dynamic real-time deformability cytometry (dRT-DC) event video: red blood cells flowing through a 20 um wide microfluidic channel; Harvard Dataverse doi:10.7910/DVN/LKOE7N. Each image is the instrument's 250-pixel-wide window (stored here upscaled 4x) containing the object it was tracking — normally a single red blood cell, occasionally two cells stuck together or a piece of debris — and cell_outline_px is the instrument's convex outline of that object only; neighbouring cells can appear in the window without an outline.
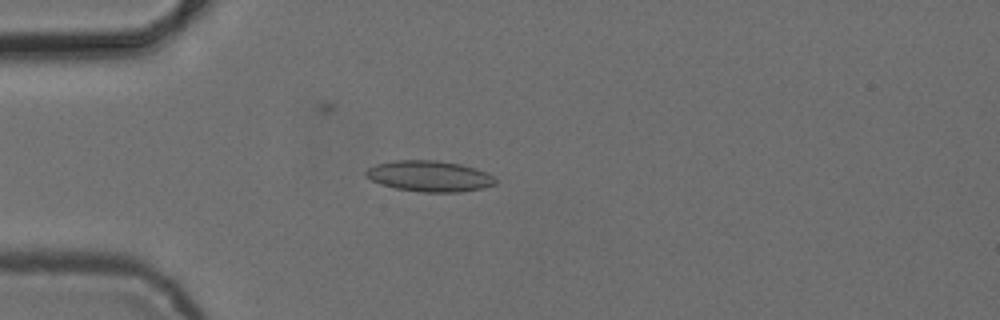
{"species": "common noctule bat (a hibernating species)", "species_latin": "Nyctalus noctula", "temperature_condition": "cold", "stored_images_in_passage": 18, "camera_frame_rate_fps": 3000, "um_per_image_px": 0.085, "animal": {"sex": "female", "body_mass_g": 24.6, "forearm_length_mm": 56.2}, "frame": {"image": 1, "passage_image": 12, "time_ms": 3.667, "image_size_px": [1000, 320], "cell_outline_px": [[496, 184], [480, 188], [460, 192], [424, 192], [396, 188], [380, 184], [364, 176], [364, 172], [368, 168], [376, 164], [396, 160], [436, 160], [460, 164], [476, 168], [488, 172], [496, 180]], "centroid_in_image_um": [36.49, 14.96], "position_along_channel_um": 48.5, "area_um2": 23.29}}
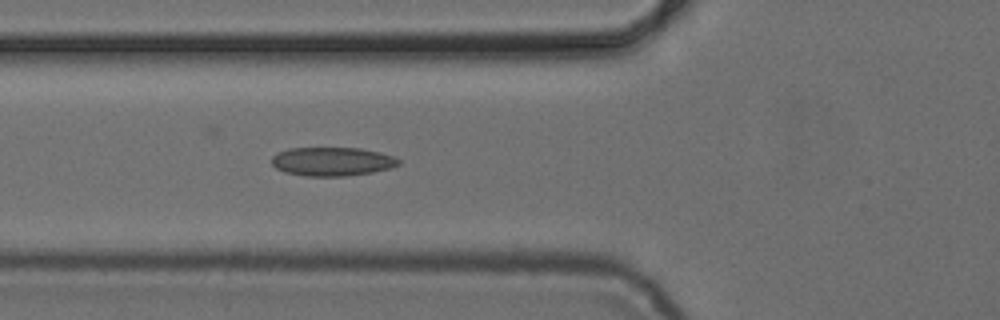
{"frame": {"image": 2, "passage_image": 17, "time_ms": 5.333, "image_size_px": [1000, 320], "cell_outline_px": [[400, 164], [392, 168], [372, 172], [348, 176], [304, 176], [284, 172], [276, 168], [272, 164], [272, 156], [276, 152], [288, 148], [360, 148], [380, 152], [396, 156], [400, 160]], "centroid_in_image_um": [28.25, 13.73], "position_along_channel_um": 97.6, "area_um2": 21.56}}